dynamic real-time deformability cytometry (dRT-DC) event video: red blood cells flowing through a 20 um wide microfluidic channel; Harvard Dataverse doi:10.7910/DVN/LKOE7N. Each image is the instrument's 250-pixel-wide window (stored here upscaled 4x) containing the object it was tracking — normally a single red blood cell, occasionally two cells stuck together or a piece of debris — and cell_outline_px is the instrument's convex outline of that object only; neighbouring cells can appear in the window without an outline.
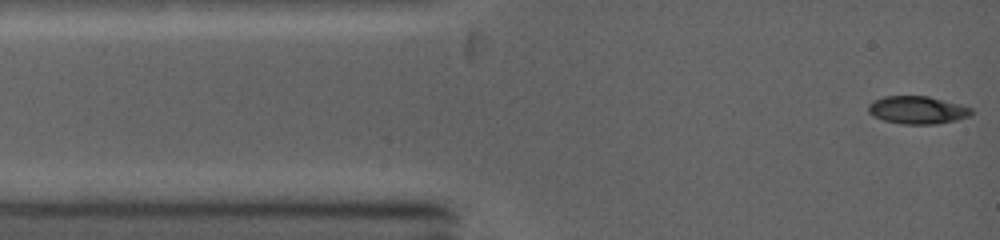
{"species": "common noctule bat (a hibernating species)", "species_latin": "Nyctalus noctula", "temperature_condition": "warm", "stored_images_in_passage": 95, "camera_frame_rate_fps": 5000, "um_per_image_px": 0.085, "animal": {"sex": "female", "body_mass_g": 19.0, "forearm_length_mm": 53.3}, "frame": {"image": 1, "passage_image": 1, "time_ms": 0.0, "image_size_px": [1000, 240], "cell_outline_px": [[972, 116], [956, 120], [936, 124], [900, 124], [884, 120], [872, 116], [868, 112], [868, 104], [872, 100], [884, 96], [928, 96], [960, 104], [972, 108]], "centroid_in_image_um": [77.96, 9.35], "position_along_channel_um": 7.0, "area_um2": 16.88}}
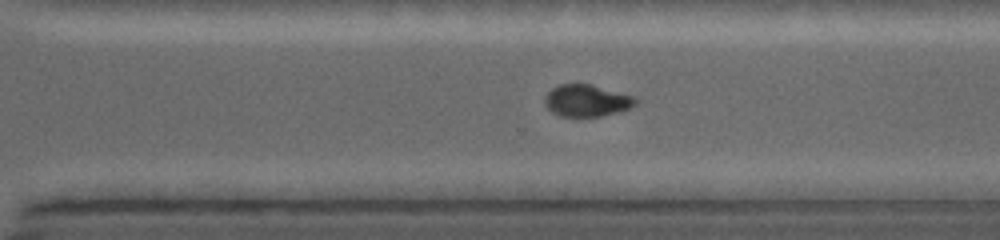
{"frame": {"image": 2, "passage_image": 50, "time_ms": 8.6, "image_size_px": [1000, 240], "cell_outline_px": [[636, 104], [620, 112], [600, 116], [560, 116], [552, 112], [544, 104], [544, 96], [552, 88], [560, 84], [592, 84], [636, 96]], "centroid_in_image_um": [49.87, 8.54], "position_along_channel_um": 320.7, "area_um2": 16.99}}
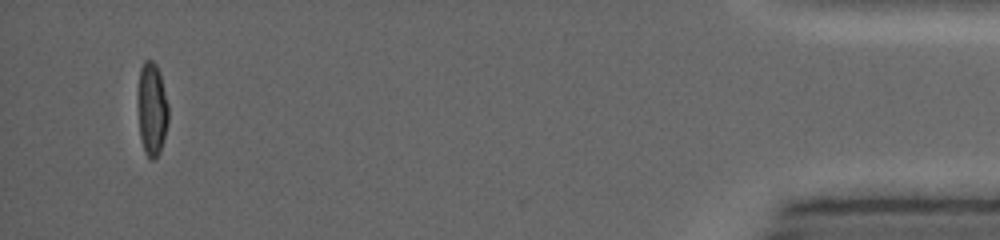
{"frame": {"image": 3, "passage_image": 83, "time_ms": 13.4, "image_size_px": [1000, 240], "cell_outline_px": [[168, 124], [160, 152], [152, 160], [148, 160], [144, 152], [140, 136], [136, 100], [136, 96], [140, 68], [144, 60], [152, 60], [156, 64], [160, 72], [168, 104]], "centroid_in_image_um": [12.89, 9.26], "position_along_channel_um": 422.3, "area_um2": 17.17}, "authors_computed_cell_mechanics": {"area_um2": 16.9932, "velocity_mm_per_s": 4.2924, "shape_relaxation_time_tau1_ms": 4.2532, "shape_relaxation_time_tau2_ms": 1.9862, "deformation_change_tau1": 0.1949, "deformation_change_tau2": 0.0258}}